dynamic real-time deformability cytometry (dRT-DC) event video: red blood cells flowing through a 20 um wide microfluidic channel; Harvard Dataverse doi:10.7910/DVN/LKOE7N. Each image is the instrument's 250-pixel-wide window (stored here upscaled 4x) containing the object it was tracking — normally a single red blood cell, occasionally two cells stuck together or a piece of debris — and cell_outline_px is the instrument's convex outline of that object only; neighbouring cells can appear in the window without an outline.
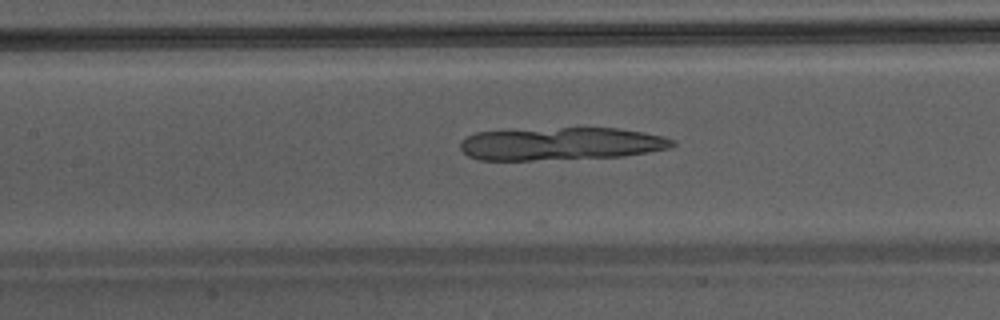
{"species": "Egyptian fruit bat (a non-hibernating species)", "species_latin": "Rousettus aegyptiacus", "temperature_condition": "warm", "stored_images_in_passage": 44, "camera_frame_rate_fps": 3000, "um_per_image_px": 0.085, "animal": {"sex": "male"}, "frame": {"image": 1, "passage_image": 24, "time_ms": 7.667, "image_size_px": [1000, 320], "cell_outline_px": [[676, 144], [668, 148], [624, 156], [532, 160], [480, 160], [468, 156], [460, 148], [460, 140], [476, 132], [560, 128], [616, 128], [664, 136], [676, 140]], "centroid_in_image_um": [47.67, 12.22], "position_along_channel_um": 159.7, "area_um2": 40.23}}